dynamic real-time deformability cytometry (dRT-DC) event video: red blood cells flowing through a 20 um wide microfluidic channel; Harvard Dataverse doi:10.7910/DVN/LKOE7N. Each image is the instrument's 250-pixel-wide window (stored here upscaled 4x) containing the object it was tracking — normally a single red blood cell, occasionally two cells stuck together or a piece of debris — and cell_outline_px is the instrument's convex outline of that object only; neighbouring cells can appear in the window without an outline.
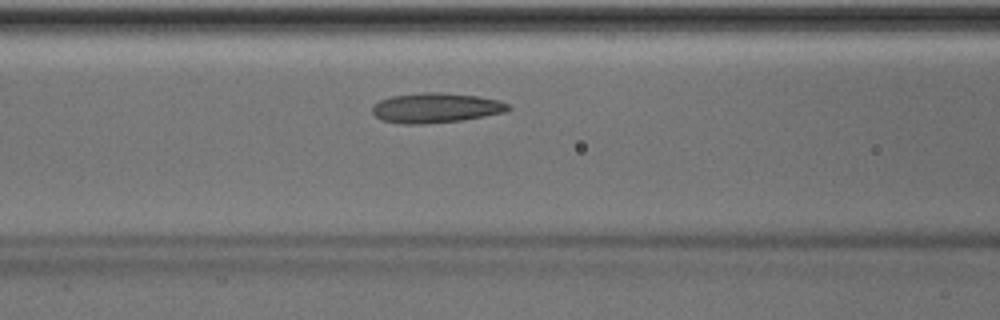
{"species": "Egyptian fruit bat (a non-hibernating species)", "species_latin": "Rousettus aegyptiacus", "temperature_condition": "room temperature", "stored_images_in_passage": 41, "camera_frame_rate_fps": 3000, "um_per_image_px": 0.085, "animal": {"sex": "male"}, "frame": {"image": 1, "passage_image": 12, "time_ms": 3.667, "image_size_px": [1000, 320], "cell_outline_px": [[512, 108], [508, 112], [464, 120], [424, 124], [404, 124], [384, 120], [376, 116], [372, 112], [372, 108], [380, 100], [392, 96], [424, 92], [444, 92], [476, 96], [500, 100], [508, 104]], "centroid_in_image_um": [37.11, 9.17], "position_along_channel_um": 129.5, "area_um2": 23.76}}
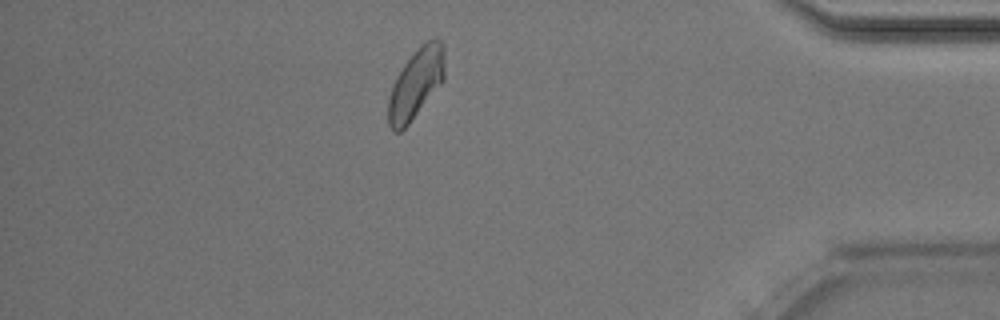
{"frame": {"image": 2, "passage_image": 35, "time_ms": 11.333, "image_size_px": [1000, 320], "cell_outline_px": [[444, 80], [408, 124], [400, 132], [392, 132], [388, 124], [388, 100], [392, 84], [396, 76], [404, 64], [420, 44], [428, 40], [440, 40], [444, 44]], "centroid_in_image_um": [35.34, 7.11], "position_along_channel_um": 399.9, "area_um2": 22.89}, "authors_computed_cell_mechanics": {"area_um2": 22.8888, "velocity_mm_per_s": 4.0031, "shape_relaxation_time_tau1_ms": 6.1432, "shape_relaxation_time_tau2_ms": 2.2132, "deformation_change_tau1": 0.14, "deformation_change_tau2": 0.0805}}